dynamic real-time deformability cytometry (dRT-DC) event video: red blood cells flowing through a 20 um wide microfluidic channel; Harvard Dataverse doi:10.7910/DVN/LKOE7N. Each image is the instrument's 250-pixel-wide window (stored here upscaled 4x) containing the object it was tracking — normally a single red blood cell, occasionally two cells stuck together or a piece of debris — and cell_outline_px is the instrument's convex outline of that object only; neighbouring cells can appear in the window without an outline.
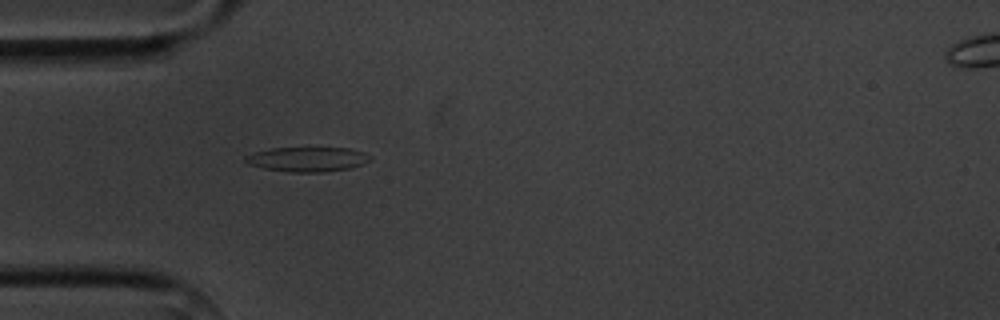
{"species": "common noctule bat (a hibernating species)", "species_latin": "Nyctalus noctula", "temperature_condition": "cold", "stored_images_in_passage": 2, "camera_frame_rate_fps": 3000, "um_per_image_px": 0.085, "animal": {"sex": "male", "body_mass_g": 20.1, "forearm_length_mm": 53.5}, "frame": {"image": 1, "passage_image": 1, "time_ms": 0.0, "image_size_px": [1000, 320], "cell_outline_px": [[372, 160], [348, 168], [324, 172], [288, 172], [264, 168], [248, 164], [244, 160], [244, 156], [256, 152], [272, 148], [348, 148], [364, 152], [372, 156]], "centroid_in_image_um": [26.13, 13.54], "position_along_channel_um": 58.9, "area_um2": 17.8}}